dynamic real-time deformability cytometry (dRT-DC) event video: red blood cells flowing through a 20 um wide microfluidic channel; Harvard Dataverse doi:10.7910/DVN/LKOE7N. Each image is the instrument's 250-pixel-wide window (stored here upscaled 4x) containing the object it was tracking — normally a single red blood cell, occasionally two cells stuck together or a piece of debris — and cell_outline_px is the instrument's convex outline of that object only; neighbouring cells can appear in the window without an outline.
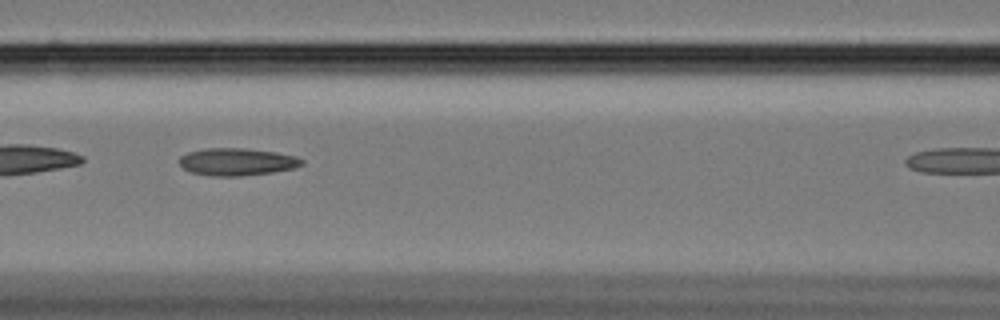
{"species": "Egyptian fruit bat (a non-hibernating species)", "species_latin": "Rousettus aegyptiacus", "temperature_condition": "cold", "stored_images_in_passage": 15, "camera_frame_rate_fps": 3000, "um_per_image_px": 0.085, "animal": {"sex": "female"}, "frame": {"image": 1, "passage_image": 11, "time_ms": 3.333, "image_size_px": [1000, 320], "cell_outline_px": [[304, 164], [292, 168], [272, 172], [240, 176], [208, 176], [192, 172], [184, 168], [180, 164], [180, 156], [188, 152], [208, 148], [248, 148], [276, 152], [296, 156], [304, 160]], "centroid_in_image_um": [20.15, 13.75], "position_along_channel_um": 146.4, "area_um2": 19.54}}